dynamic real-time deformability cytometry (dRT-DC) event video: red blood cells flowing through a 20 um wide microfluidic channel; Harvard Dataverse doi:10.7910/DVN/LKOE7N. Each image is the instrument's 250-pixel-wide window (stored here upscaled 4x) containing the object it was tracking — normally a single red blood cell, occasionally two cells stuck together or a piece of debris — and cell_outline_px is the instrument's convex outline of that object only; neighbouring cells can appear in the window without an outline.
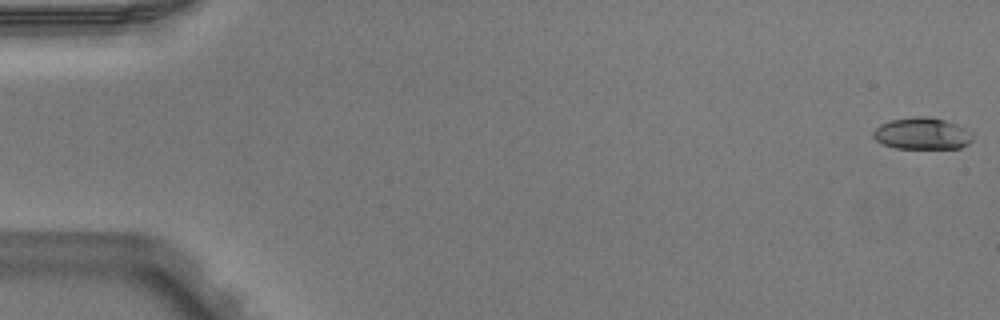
{"species": "Egyptian fruit bat (a non-hibernating species)", "species_latin": "Rousettus aegyptiacus", "temperature_condition": "warm", "stored_images_in_passage": 4, "camera_frame_rate_fps": 3000, "um_per_image_px": 0.085, "animal": {"sex": "male"}, "frame": {"image": 1, "passage_image": 1, "time_ms": 0.0, "image_size_px": [1000, 320], "cell_outline_px": [[972, 140], [968, 144], [960, 148], [896, 148], [884, 144], [876, 140], [872, 136], [872, 132], [880, 124], [888, 120], [912, 116], [928, 116], [944, 120], [956, 124], [972, 132]], "centroid_in_image_um": [78.36, 11.34], "position_along_channel_um": 6.6, "area_um2": 18.5}}